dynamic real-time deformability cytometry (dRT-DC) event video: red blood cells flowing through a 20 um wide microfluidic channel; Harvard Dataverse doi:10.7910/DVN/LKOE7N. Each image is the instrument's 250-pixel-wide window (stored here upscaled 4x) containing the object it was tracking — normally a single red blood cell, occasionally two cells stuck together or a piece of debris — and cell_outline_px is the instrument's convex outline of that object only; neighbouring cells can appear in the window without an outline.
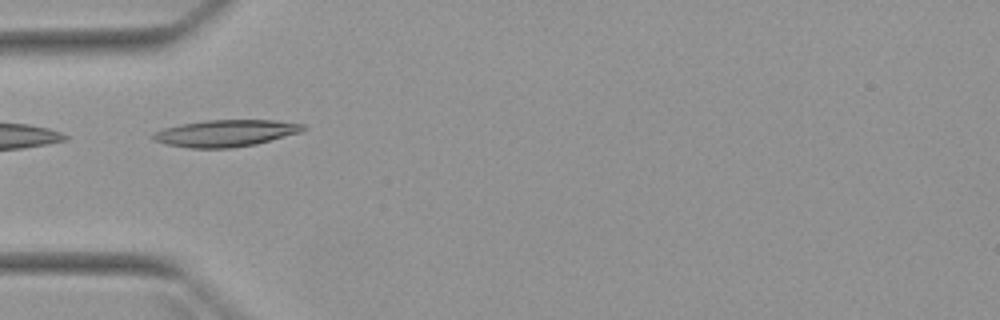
{"species": "Egyptian fruit bat (a non-hibernating species)", "species_latin": "Rousettus aegyptiacus", "temperature_condition": "warm", "stored_images_in_passage": 4, "camera_frame_rate_fps": 3000, "um_per_image_px": 0.085, "animal": {"sex": "female"}, "frame": {"image": 1, "passage_image": 3, "time_ms": 2.333, "image_size_px": [1000, 320], "cell_outline_px": [[308, 128], [300, 132], [256, 144], [232, 148], [188, 148], [164, 144], [152, 140], [148, 136], [152, 132], [164, 128], [180, 124], [204, 120], [276, 120], [304, 124]], "centroid_in_image_um": [19.11, 11.32], "position_along_channel_um": 65.9, "area_um2": 23.76}}
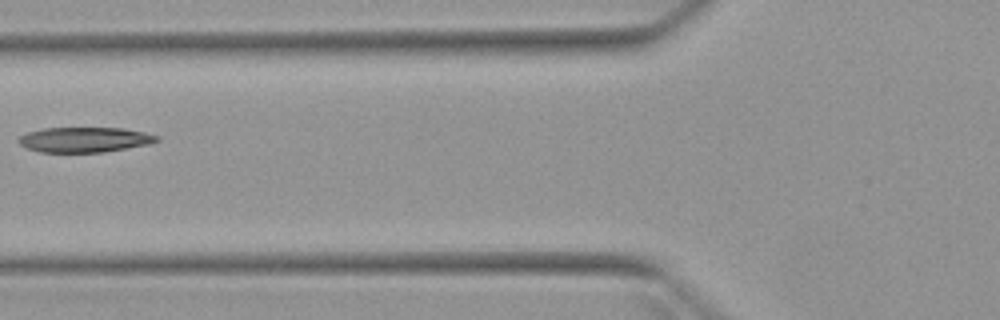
{"frame": {"image": 2, "passage_image": 4, "time_ms": 3.667, "image_size_px": [1000, 320], "cell_outline_px": [[160, 140], [148, 144], [104, 152], [40, 152], [28, 148], [20, 144], [16, 140], [20, 136], [28, 132], [44, 128], [124, 128], [144, 132], [160, 136]], "centroid_in_image_um": [7.2, 11.87], "position_along_channel_um": 118.6, "area_um2": 20.17}}